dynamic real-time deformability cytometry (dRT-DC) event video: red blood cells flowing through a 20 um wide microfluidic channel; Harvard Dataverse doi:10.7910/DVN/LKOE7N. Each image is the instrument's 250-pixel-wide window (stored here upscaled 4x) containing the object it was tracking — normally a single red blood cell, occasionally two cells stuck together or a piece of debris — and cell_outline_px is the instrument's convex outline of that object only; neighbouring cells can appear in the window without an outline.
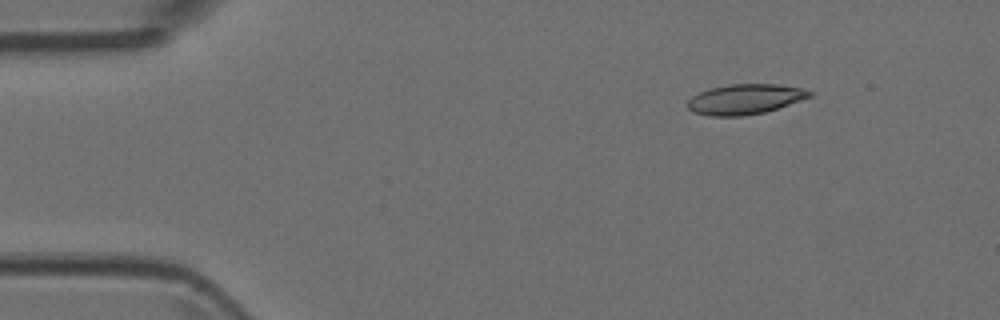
{"species": "Egyptian fruit bat (a non-hibernating species)", "species_latin": "Rousettus aegyptiacus", "temperature_condition": "room temperature", "stored_images_in_passage": 5, "camera_frame_rate_fps": 3000, "um_per_image_px": 0.085, "animal": {"sex": "female"}, "frame": {"image": 1, "passage_image": 2, "time_ms": 0.333, "image_size_px": [1000, 320], "cell_outline_px": [[812, 96], [764, 112], [744, 116], [708, 116], [692, 112], [688, 108], [688, 100], [692, 96], [708, 88], [728, 84], [776, 84], [800, 88], [812, 92]], "centroid_in_image_um": [63.26, 8.43], "position_along_channel_um": 21.7, "area_um2": 21.33}}
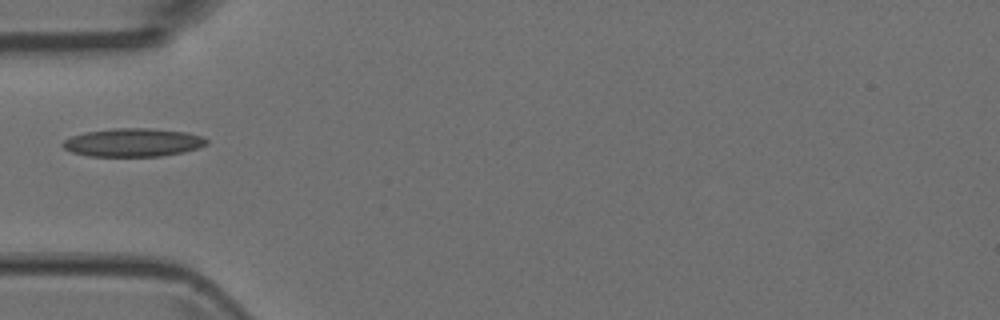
{"frame": {"image": 2, "passage_image": 5, "time_ms": 1.333, "image_size_px": [1000, 320], "cell_outline_px": [[208, 144], [184, 152], [160, 156], [88, 156], [72, 152], [64, 148], [60, 144], [64, 140], [72, 136], [84, 132], [112, 128], [148, 128], [188, 132], [204, 136], [208, 140]], "centroid_in_image_um": [11.32, 12.1], "position_along_channel_um": 73.7, "area_um2": 23.87}}